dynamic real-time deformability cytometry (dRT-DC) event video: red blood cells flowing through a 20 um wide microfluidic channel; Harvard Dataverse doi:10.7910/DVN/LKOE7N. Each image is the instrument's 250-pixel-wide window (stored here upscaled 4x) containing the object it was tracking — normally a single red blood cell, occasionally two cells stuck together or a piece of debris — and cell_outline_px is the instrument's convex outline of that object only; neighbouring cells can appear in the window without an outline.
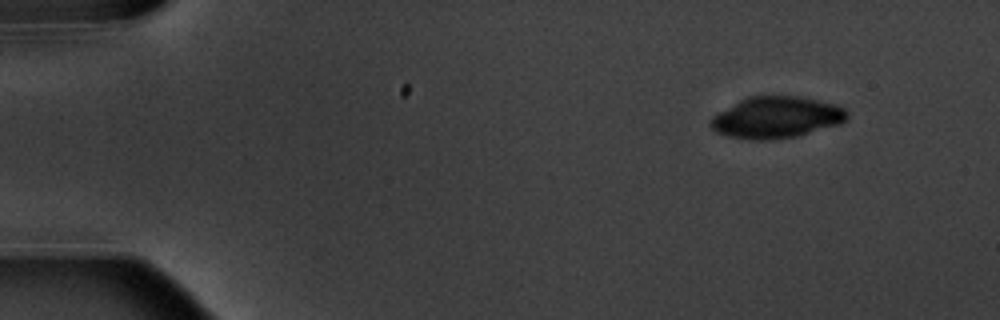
{"species": "common noctule bat (a hibernating species)", "species_latin": "Nyctalus noctula", "temperature_condition": "warm", "stored_images_in_passage": 5, "camera_frame_rate_fps": 3000, "um_per_image_px": 0.085, "animal": {"sex": "male", "body_mass_g": 20.1, "forearm_length_mm": 53.5}, "frame": {"image": 1, "passage_image": 1, "time_ms": 0.0, "image_size_px": [1000, 320], "cell_outline_px": [[848, 120], [840, 124], [796, 136], [764, 140], [756, 140], [728, 136], [716, 132], [708, 124], [708, 120], [716, 112], [748, 96], [800, 96], [836, 104], [844, 108], [848, 112]], "centroid_in_image_um": [65.97, 9.97], "position_along_channel_um": 19.0, "area_um2": 33.18}}